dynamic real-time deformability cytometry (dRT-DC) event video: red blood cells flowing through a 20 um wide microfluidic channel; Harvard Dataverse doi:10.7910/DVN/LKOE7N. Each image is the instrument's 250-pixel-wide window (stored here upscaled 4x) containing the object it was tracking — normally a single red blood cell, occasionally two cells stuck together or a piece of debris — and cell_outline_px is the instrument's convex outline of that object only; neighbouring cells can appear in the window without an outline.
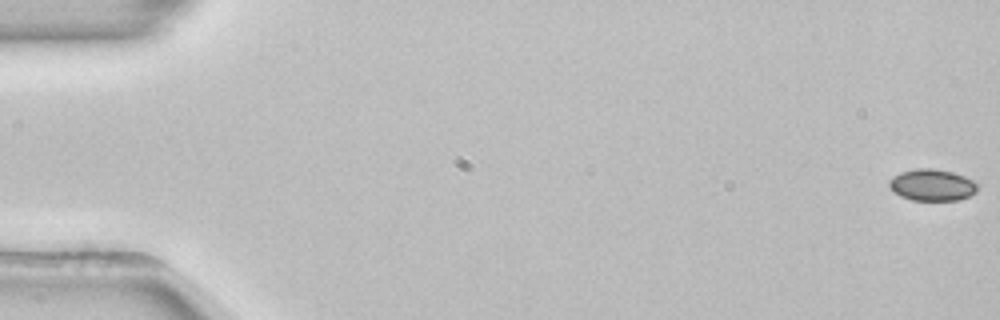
{"species": "common noctule bat (a hibernating species)", "species_latin": "Nyctalus noctula", "temperature_condition": "room temperature", "stored_images_in_passage": 54, "camera_frame_rate_fps": 3000, "um_per_image_px": 0.085, "animal": {"sex": "female", "body_mass_g": 22.7, "forearm_length_mm": 54.2}, "frame": {"image": 1, "passage_image": 1, "time_ms": 0.0, "image_size_px": [1000, 320], "cell_outline_px": [[980, 184], [976, 192], [968, 196], [956, 200], [912, 200], [900, 196], [892, 192], [888, 188], [888, 180], [892, 176], [900, 172], [916, 168], [932, 168], [952, 172], [964, 176]], "centroid_in_image_um": [79.18, 15.72], "position_along_channel_um": 5.8, "area_um2": 16.53}}
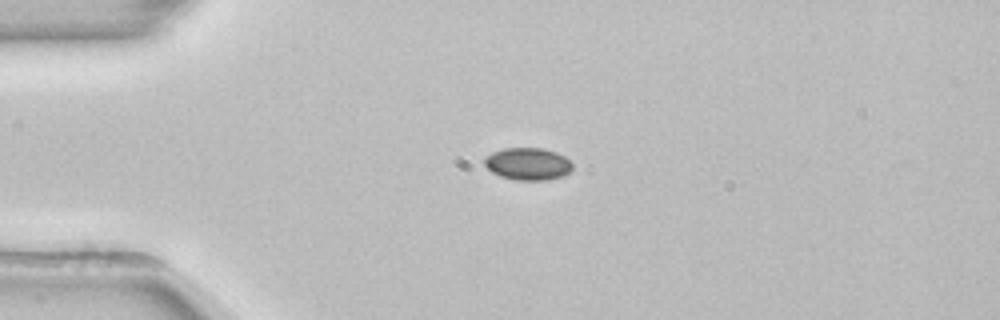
{"frame": {"image": 2, "passage_image": 14, "time_ms": 4.333, "image_size_px": [1000, 320], "cell_outline_px": [[572, 168], [568, 172], [560, 176], [548, 180], [516, 180], [500, 176], [492, 172], [484, 164], [484, 156], [492, 152], [504, 148], [540, 148], [556, 152], [564, 156], [572, 164]], "centroid_in_image_um": [44.83, 13.92], "position_along_channel_um": 40.2, "area_um2": 16.47}}
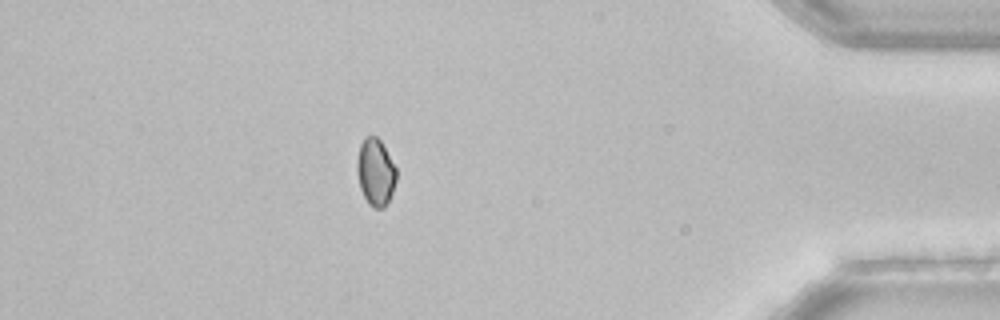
{"frame": {"image": 3, "passage_image": 48, "time_ms": 15.667, "image_size_px": [1000, 320], "cell_outline_px": [[396, 180], [392, 192], [384, 208], [372, 208], [368, 204], [360, 188], [356, 172], [356, 160], [360, 144], [364, 136], [376, 136], [380, 140], [396, 168]], "centroid_in_image_um": [31.89, 14.63], "position_along_channel_um": 403.3, "area_um2": 15.43}, "authors_computed_cell_mechanics": {"area_um2": 16.3285, "velocity_mm_per_s": 3.8562, "shape_relaxation_time_tau1_ms": 5.6782, "shape_relaxation_time_tau2_ms": null, "deformation_change_tau1": 0.0504, "deformation_change_tau2": null}}